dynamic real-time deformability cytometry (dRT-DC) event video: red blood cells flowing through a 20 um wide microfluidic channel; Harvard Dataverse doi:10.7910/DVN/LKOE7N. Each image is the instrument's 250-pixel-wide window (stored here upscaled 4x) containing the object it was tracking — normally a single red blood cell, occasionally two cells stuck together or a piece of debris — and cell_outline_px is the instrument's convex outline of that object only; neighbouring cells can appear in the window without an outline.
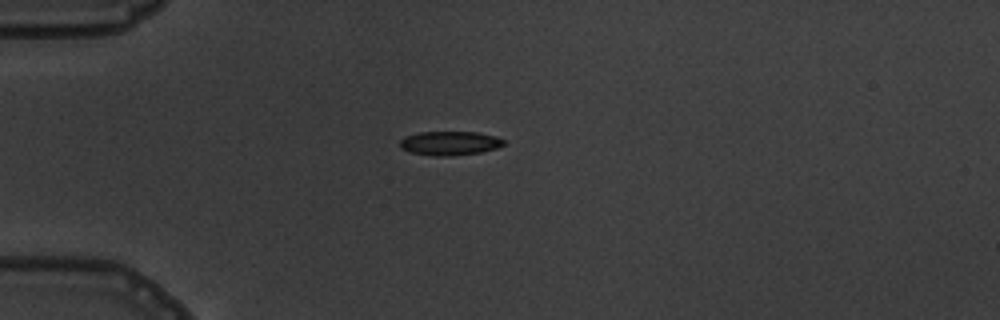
{"species": "common noctule bat (a hibernating species)", "species_latin": "Nyctalus noctula", "temperature_condition": "warm", "stored_images_in_passage": 3, "camera_frame_rate_fps": 3000, "um_per_image_px": 0.085, "animal": {"sex": "male", "body_mass_g": 19.5, "forearm_length_mm": 54.6}, "frame": {"image": 1, "passage_image": 1, "time_ms": 0.0, "image_size_px": [1000, 320], "cell_outline_px": [[504, 144], [496, 148], [480, 152], [452, 156], [432, 156], [412, 152], [400, 148], [400, 140], [404, 136], [420, 132], [476, 132], [496, 136], [504, 140]], "centroid_in_image_um": [38.21, 12.17], "position_along_channel_um": 46.8, "area_um2": 14.51}}